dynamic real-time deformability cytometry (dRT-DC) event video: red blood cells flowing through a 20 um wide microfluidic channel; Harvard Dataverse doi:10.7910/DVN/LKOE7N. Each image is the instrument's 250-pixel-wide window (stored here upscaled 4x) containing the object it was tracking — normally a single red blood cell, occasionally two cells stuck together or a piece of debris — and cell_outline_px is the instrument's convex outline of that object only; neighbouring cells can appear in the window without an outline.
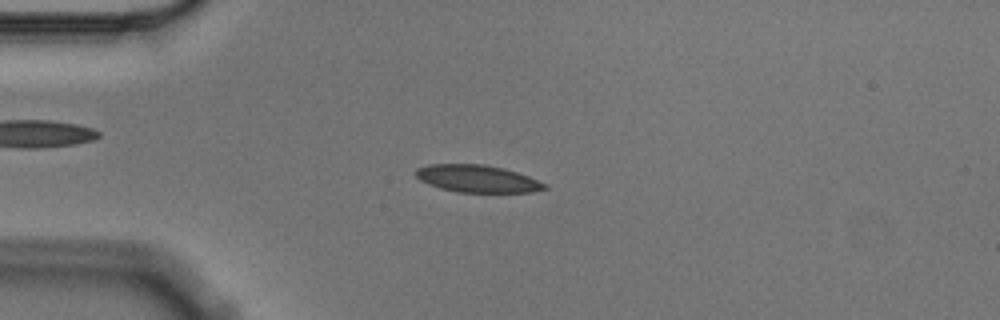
{"species": "Egyptian fruit bat (a non-hibernating species)", "species_latin": "Rousettus aegyptiacus", "temperature_condition": "cold", "stored_images_in_passage": 7, "camera_frame_rate_fps": 3000, "um_per_image_px": 0.085, "animal": {"sex": "male"}, "frame": {"image": 1, "passage_image": 2, "time_ms": 0.333, "image_size_px": [1000, 320], "cell_outline_px": [[548, 188], [532, 192], [456, 192], [440, 188], [428, 184], [420, 180], [412, 172], [416, 168], [428, 164], [484, 164], [504, 168], [528, 176], [548, 184]], "centroid_in_image_um": [40.55, 15.18], "position_along_channel_um": 44.5, "area_um2": 20.69}}
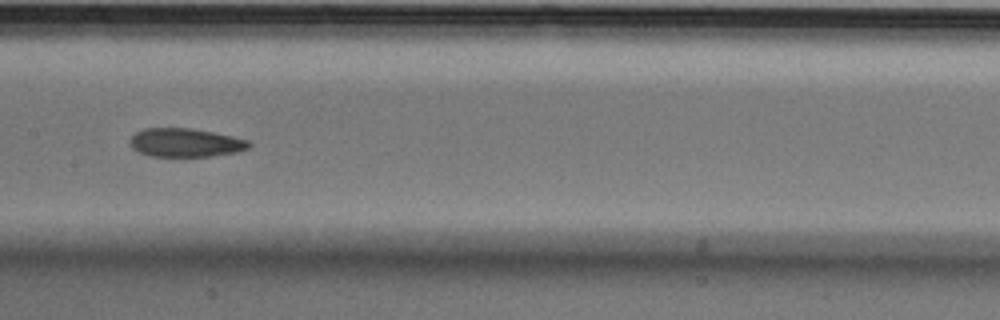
{"frame": {"image": 2, "passage_image": 6, "time_ms": 1.667, "image_size_px": [1000, 320], "cell_outline_px": [[252, 144], [248, 148], [236, 152], [212, 156], [148, 156], [132, 148], [132, 136], [136, 132], [144, 128], [188, 128], [212, 132], [232, 136], [248, 140]], "centroid_in_image_um": [15.78, 12.12], "position_along_channel_um": 191.6, "area_um2": 19.59}}
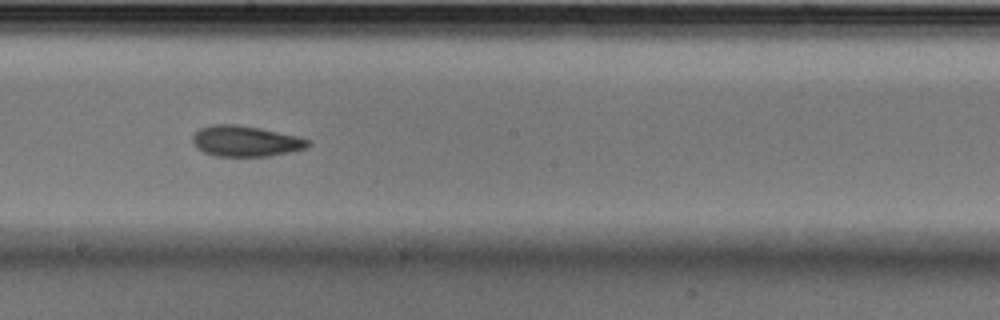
{"frame": {"image": 3, "passage_image": 7, "time_ms": 2.0, "image_size_px": [1000, 320], "cell_outline_px": [[312, 144], [308, 148], [292, 152], [268, 156], [216, 156], [204, 152], [196, 148], [192, 140], [192, 136], [200, 128], [212, 124], [236, 124], [260, 128], [296, 136], [308, 140]], "centroid_in_image_um": [20.88, 12.0], "position_along_channel_um": 227.3, "area_um2": 20.75}}